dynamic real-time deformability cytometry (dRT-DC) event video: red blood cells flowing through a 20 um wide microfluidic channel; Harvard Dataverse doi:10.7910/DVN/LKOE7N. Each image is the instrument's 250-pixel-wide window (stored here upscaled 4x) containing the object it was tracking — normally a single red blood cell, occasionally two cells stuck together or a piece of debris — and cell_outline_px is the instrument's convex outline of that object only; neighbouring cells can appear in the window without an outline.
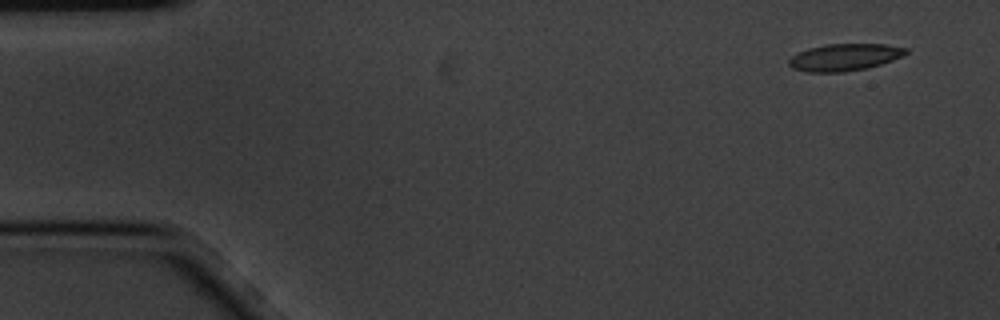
{"species": "common noctule bat (a hibernating species)", "species_latin": "Nyctalus noctula", "temperature_condition": "cold", "stored_images_in_passage": 9, "camera_frame_rate_fps": 3000, "um_per_image_px": 0.085, "animal": {"sex": "male", "body_mass_g": 20.1, "forearm_length_mm": 53.5}, "frame": {"image": 1, "passage_image": 1, "time_ms": 0.0, "image_size_px": [1000, 320], "cell_outline_px": [[908, 52], [892, 60], [868, 68], [844, 72], [808, 72], [792, 68], [788, 64], [788, 60], [792, 56], [808, 48], [824, 44], [884, 44], [908, 48]], "centroid_in_image_um": [71.77, 4.86], "position_along_channel_um": 13.2, "area_um2": 18.38}}
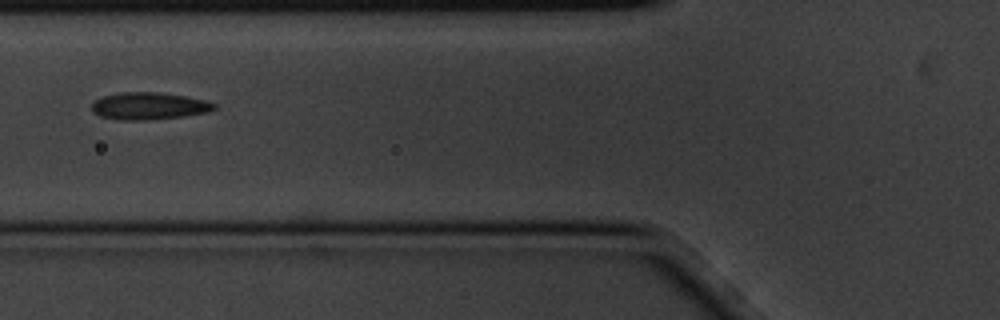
{"frame": {"image": 2, "passage_image": 6, "time_ms": 1.667, "image_size_px": [1000, 320], "cell_outline_px": [[216, 108], [208, 112], [184, 116], [148, 120], [120, 120], [100, 116], [92, 112], [92, 104], [96, 100], [104, 96], [120, 92], [160, 92], [184, 96], [204, 100], [216, 104]], "centroid_in_image_um": [12.65, 9.01], "position_along_channel_um": 113.1, "area_um2": 19.36}}
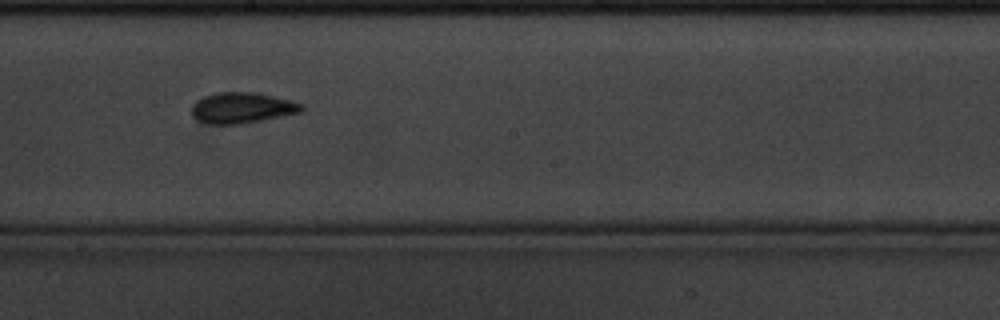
{"frame": {"image": 3, "passage_image": 9, "time_ms": 2.667, "image_size_px": [1000, 320], "cell_outline_px": [[304, 108], [300, 112], [240, 124], [208, 124], [196, 120], [192, 116], [192, 104], [196, 100], [204, 96], [216, 92], [256, 92], [292, 100], [304, 104]], "centroid_in_image_um": [20.54, 9.15], "position_along_channel_um": 227.7, "area_um2": 19.83}}